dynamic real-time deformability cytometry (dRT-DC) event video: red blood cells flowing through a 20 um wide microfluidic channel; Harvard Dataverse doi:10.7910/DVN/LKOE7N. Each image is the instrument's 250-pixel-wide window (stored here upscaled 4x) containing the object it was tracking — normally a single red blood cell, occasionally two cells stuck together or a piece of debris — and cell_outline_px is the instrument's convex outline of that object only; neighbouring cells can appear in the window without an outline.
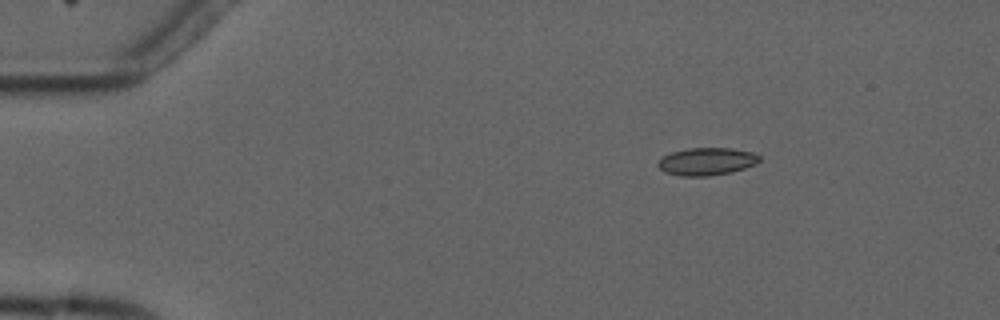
{"species": "common noctule bat (a hibernating species)", "species_latin": "Nyctalus noctula", "temperature_condition": "cold", "stored_images_in_passage": 5, "camera_frame_rate_fps": 3000, "um_per_image_px": 0.085, "animal": {"sex": "male", "forearm_length_mm": 52.5}, "frame": {"image": 1, "passage_image": 2, "time_ms": 1.0, "image_size_px": [1000, 320], "cell_outline_px": [[760, 160], [756, 164], [732, 172], [708, 176], [680, 176], [664, 172], [656, 164], [660, 156], [672, 152], [688, 148], [732, 148], [752, 152], [760, 156]], "centroid_in_image_um": [60.04, 13.72], "position_along_channel_um": 25.0, "area_um2": 16.47}}